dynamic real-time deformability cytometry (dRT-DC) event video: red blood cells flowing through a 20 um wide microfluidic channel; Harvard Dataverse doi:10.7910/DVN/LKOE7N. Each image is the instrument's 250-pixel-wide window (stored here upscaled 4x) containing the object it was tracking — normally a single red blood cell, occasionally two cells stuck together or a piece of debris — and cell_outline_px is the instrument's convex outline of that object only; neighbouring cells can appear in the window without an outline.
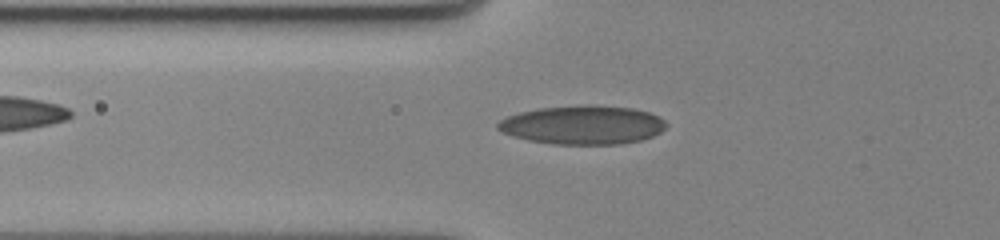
{"species": "human", "species_latin": "Homo sapiens", "temperature_condition": "cold", "stored_images_in_passage": 63, "camera_frame_rate_fps": 3000, "um_per_image_px": 0.085, "donor": {"sex": "female"}, "frame": {"image": 1, "passage_image": 27, "time_ms": 8.667, "image_size_px": [1000, 240], "cell_outline_px": [[668, 124], [660, 132], [652, 136], [640, 140], [620, 144], [552, 144], [528, 140], [512, 136], [496, 128], [496, 124], [500, 120], [508, 116], [520, 112], [540, 108], [588, 104], [632, 108], [648, 112], [660, 116]], "centroid_in_image_um": [49.54, 10.61], "position_along_channel_um": 76.3, "area_um2": 38.09}}
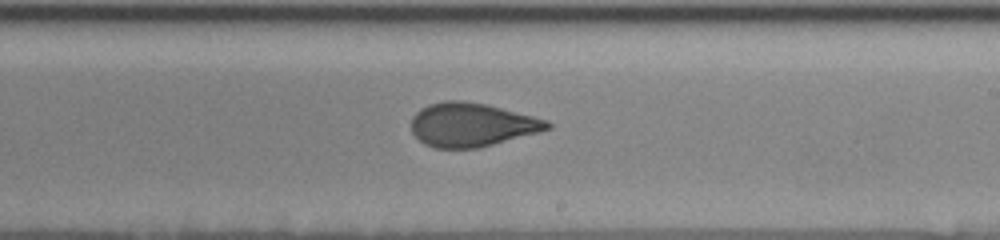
{"frame": {"image": 2, "passage_image": 42, "time_ms": 13.667, "image_size_px": [1000, 240], "cell_outline_px": [[552, 128], [540, 132], [480, 148], [436, 148], [424, 144], [412, 132], [412, 116], [420, 108], [428, 104], [444, 100], [460, 100], [484, 104], [548, 120], [552, 124]], "centroid_in_image_um": [40.09, 10.61], "position_along_channel_um": 248.9, "area_um2": 34.68}}
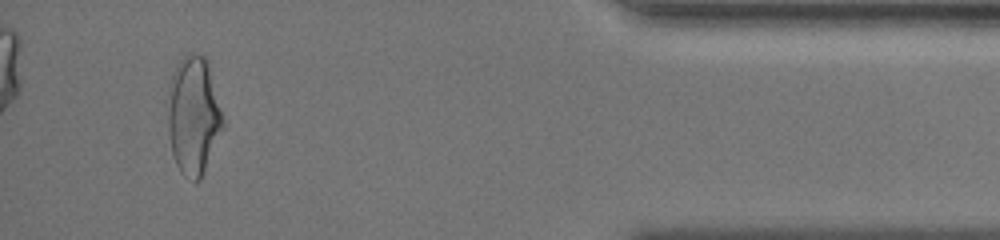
{"frame": {"image": 3, "passage_image": 60, "time_ms": 19.667, "image_size_px": [1000, 240], "cell_outline_px": [[224, 124], [200, 180], [196, 180], [184, 176], [180, 172], [176, 164], [172, 152], [168, 132], [168, 88], [176, 64], [188, 52], [192, 52], [204, 56], [208, 60], [224, 120]], "centroid_in_image_um": [16.43, 9.77], "position_along_channel_um": 418.8, "area_um2": 37.86}, "authors_computed_cell_mechanics": {"area_um2": 34.4488, "velocity_mm_per_s": 3.4961, "shape_relaxation_time_tau1_ms": 3.9552, "shape_relaxation_time_tau2_ms": 1.2905, "deformation_change_tau1": 0.1523, "deformation_change_tau2": 0.0639}}